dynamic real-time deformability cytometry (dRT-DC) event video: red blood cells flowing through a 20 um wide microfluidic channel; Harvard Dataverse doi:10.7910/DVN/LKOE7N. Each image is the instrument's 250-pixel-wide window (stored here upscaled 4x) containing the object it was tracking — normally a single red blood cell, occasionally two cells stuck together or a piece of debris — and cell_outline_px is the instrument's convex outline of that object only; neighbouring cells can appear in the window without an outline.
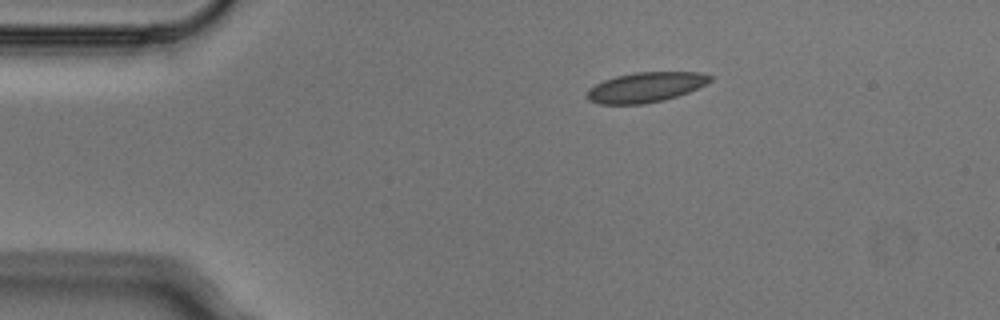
{"species": "Egyptian fruit bat (a non-hibernating species)", "species_latin": "Rousettus aegyptiacus", "temperature_condition": "cold", "stored_images_in_passage": 5, "camera_frame_rate_fps": 3000, "um_per_image_px": 0.085, "animal": {"sex": "male"}, "frame": {"image": 1, "passage_image": 5, "time_ms": 1.333, "image_size_px": [1000, 320], "cell_outline_px": [[712, 80], [688, 92], [664, 100], [644, 104], [600, 104], [588, 100], [588, 88], [604, 80], [616, 76], [636, 72], [700, 72], [712, 76]], "centroid_in_image_um": [54.87, 7.41], "position_along_channel_um": 30.1, "area_um2": 21.33}}